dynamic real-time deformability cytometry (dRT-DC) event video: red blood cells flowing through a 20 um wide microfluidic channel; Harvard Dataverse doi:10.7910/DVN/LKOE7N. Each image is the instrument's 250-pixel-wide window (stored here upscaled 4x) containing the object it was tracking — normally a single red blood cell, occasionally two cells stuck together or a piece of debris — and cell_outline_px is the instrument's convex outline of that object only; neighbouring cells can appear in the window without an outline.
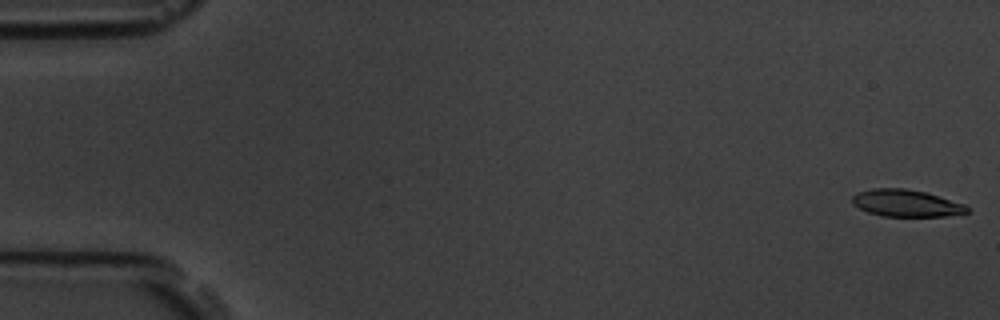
{"species": "common noctule bat (a hibernating species)", "species_latin": "Nyctalus noctula", "temperature_condition": "room temperature", "stored_images_in_passage": 4, "camera_frame_rate_fps": 3000, "um_per_image_px": 0.085, "animal": {"sex": "male", "body_mass_g": 19.5, "forearm_length_mm": 54.6}, "frame": {"image": 1, "passage_image": 1, "time_ms": 0.0, "image_size_px": [1000, 320], "cell_outline_px": [[968, 212], [944, 216], [880, 216], [868, 212], [852, 204], [852, 196], [856, 192], [872, 188], [904, 188], [924, 192], [964, 204], [968, 208]], "centroid_in_image_um": [76.95, 17.26], "position_along_channel_um": 8.0, "area_um2": 17.92}}